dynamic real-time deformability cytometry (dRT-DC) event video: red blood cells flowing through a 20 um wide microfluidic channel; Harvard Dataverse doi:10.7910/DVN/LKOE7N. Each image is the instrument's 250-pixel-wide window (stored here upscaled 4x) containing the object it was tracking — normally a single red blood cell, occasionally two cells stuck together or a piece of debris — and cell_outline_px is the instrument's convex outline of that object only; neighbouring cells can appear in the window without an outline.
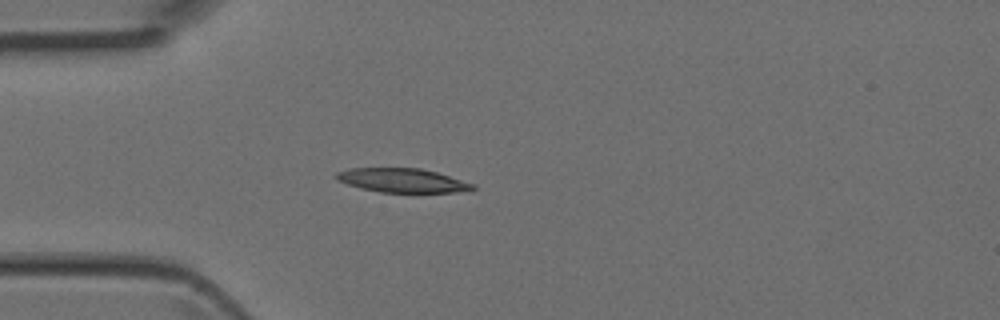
{"species": "Egyptian fruit bat (a non-hibernating species)", "species_latin": "Rousettus aegyptiacus", "temperature_condition": "room temperature", "stored_images_in_passage": 4, "camera_frame_rate_fps": 3000, "um_per_image_px": 0.085, "animal": {"sex": "female"}, "frame": {"image": 1, "passage_image": 4, "time_ms": 1.0, "image_size_px": [1000, 320], "cell_outline_px": [[476, 188], [472, 192], [380, 192], [360, 188], [336, 180], [332, 176], [336, 172], [348, 168], [420, 168], [436, 172], [476, 184]], "centroid_in_image_um": [34.21, 15.34], "position_along_channel_um": 50.8, "area_um2": 19.36}}